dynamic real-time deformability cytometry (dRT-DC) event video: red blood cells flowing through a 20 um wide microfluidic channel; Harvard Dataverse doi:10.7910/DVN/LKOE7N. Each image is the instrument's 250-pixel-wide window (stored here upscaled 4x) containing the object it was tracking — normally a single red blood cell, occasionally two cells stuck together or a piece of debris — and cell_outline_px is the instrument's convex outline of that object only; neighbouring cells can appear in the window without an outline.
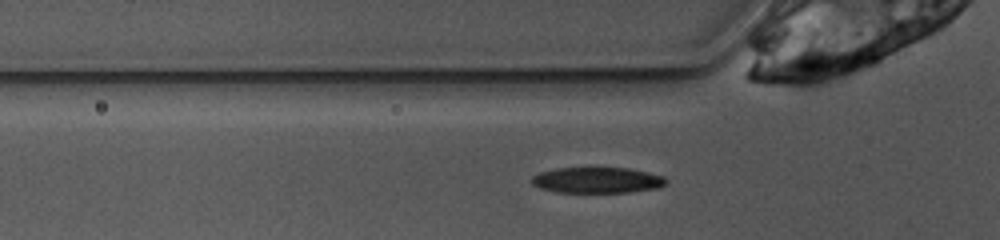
{"species": "common noctule bat (a hibernating species)", "species_latin": "Nyctalus noctula", "temperature_condition": "warm", "stored_images_in_passage": 27, "camera_frame_rate_fps": 3000, "um_per_image_px": 0.085, "animal": {"sex": "female", "body_mass_g": 10.0, "forearm_length_mm": 53.1}, "frame": {"image": 1, "passage_image": 2, "time_ms": 0.333, "image_size_px": [1000, 240], "cell_outline_px": [[668, 184], [656, 188], [632, 192], [556, 192], [540, 188], [532, 184], [532, 176], [540, 172], [556, 168], [628, 168], [648, 172], [664, 176], [668, 180]], "centroid_in_image_um": [50.79, 15.31], "position_along_channel_um": 75.0, "area_um2": 20.29}}
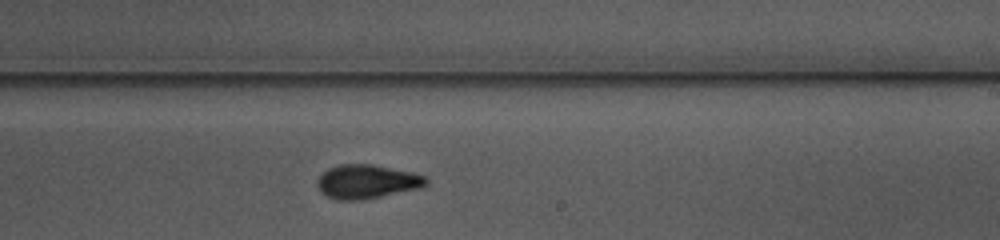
{"frame": {"image": 2, "passage_image": 16, "time_ms": 5.0, "image_size_px": [1000, 240], "cell_outline_px": [[428, 184], [420, 188], [360, 200], [336, 200], [320, 192], [316, 184], [320, 176], [328, 168], [340, 164], [368, 164], [412, 172], [424, 176], [428, 180]], "centroid_in_image_um": [31.16, 15.44], "position_along_channel_um": 257.8, "area_um2": 21.27}}
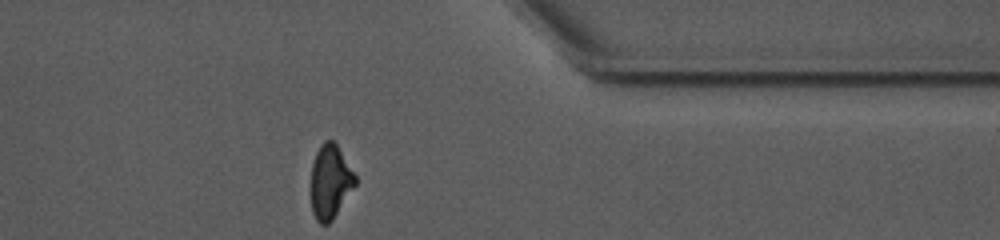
{"frame": {"image": 3, "passage_image": 27, "time_ms": 8.667, "image_size_px": [1000, 240], "cell_outline_px": [[356, 184], [332, 220], [328, 224], [320, 224], [316, 220], [312, 212], [312, 164], [316, 152], [320, 144], [324, 140], [336, 140], [356, 176]], "centroid_in_image_um": [28.08, 15.4], "position_along_channel_um": 383.3, "area_um2": 19.13}, "authors_computed_cell_mechanics": {"area_um2": 20.6924, "velocity_mm_per_s": 3.8835, "shape_relaxation_time_tau1_ms": 2.9007, "shape_relaxation_time_tau2_ms": 2.2905, "deformation_change_tau1": 0.17, "deformation_change_tau2": 0.0896}}